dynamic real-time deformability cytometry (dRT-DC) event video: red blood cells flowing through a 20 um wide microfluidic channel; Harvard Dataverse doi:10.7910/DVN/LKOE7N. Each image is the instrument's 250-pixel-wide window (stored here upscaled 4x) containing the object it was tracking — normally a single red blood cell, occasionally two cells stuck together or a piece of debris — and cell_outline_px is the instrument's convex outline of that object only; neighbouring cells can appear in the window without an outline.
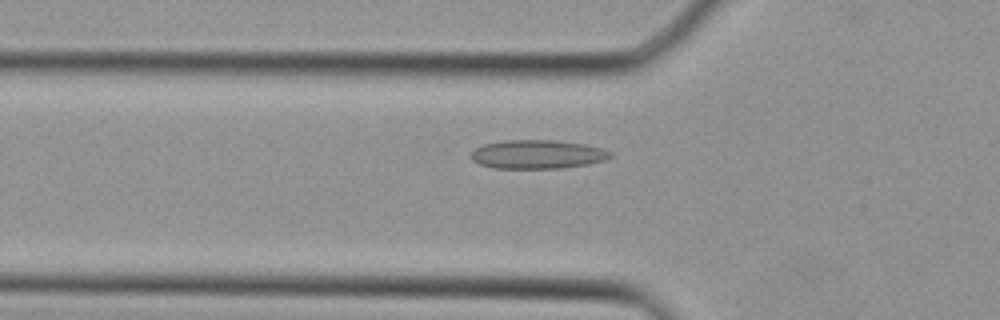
{"species": "Egyptian fruit bat (a non-hibernating species)", "species_latin": "Rousettus aegyptiacus", "temperature_condition": "cold", "stored_images_in_passage": 32, "camera_frame_rate_fps": 3000, "um_per_image_px": 0.085, "animal": {"sex": "female"}, "frame": {"image": 1, "passage_image": 6, "time_ms": 1.667, "image_size_px": [1000, 320], "cell_outline_px": [[612, 156], [604, 160], [588, 164], [560, 168], [492, 168], [480, 164], [472, 160], [472, 152], [476, 148], [484, 144], [508, 140], [552, 140], [584, 144], [604, 148], [612, 152]], "centroid_in_image_um": [45.71, 13.12], "position_along_channel_um": 80.1, "area_um2": 23.24}}
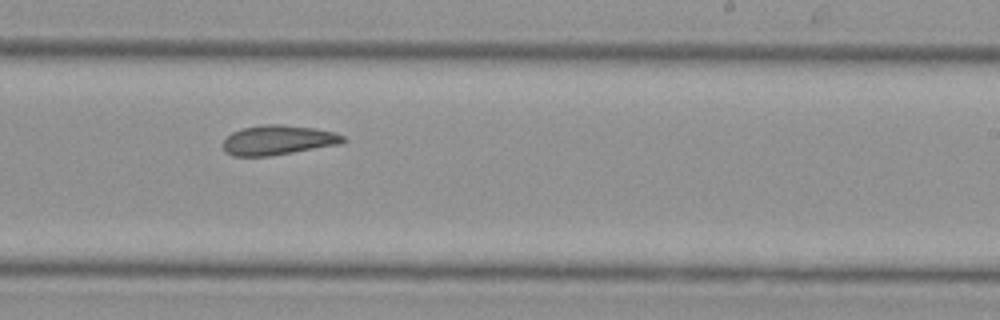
{"frame": {"image": 2, "passage_image": 17, "time_ms": 5.333, "image_size_px": [1000, 320], "cell_outline_px": [[348, 140], [340, 144], [272, 156], [232, 156], [224, 152], [224, 140], [232, 132], [244, 128], [260, 124], [276, 124], [316, 128], [332, 132], [344, 136]], "centroid_in_image_um": [23.64, 11.91], "position_along_channel_um": 265.4, "area_um2": 20.81}}
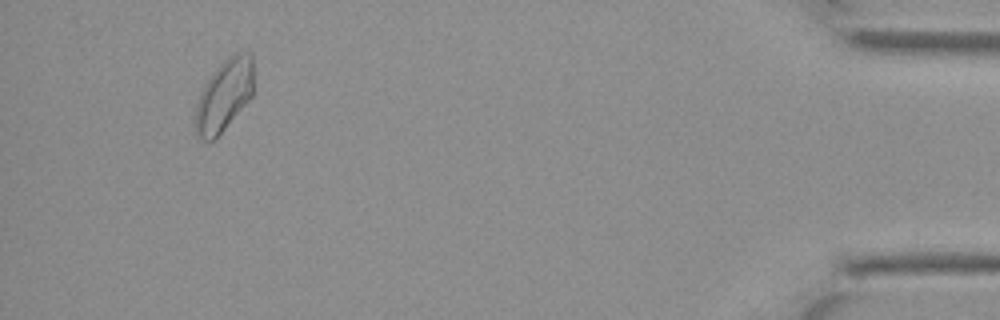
{"frame": {"image": 3, "passage_image": 30, "time_ms": 9.667, "image_size_px": [1000, 320], "cell_outline_px": [[252, 96], [216, 140], [200, 140], [196, 136], [196, 104], [200, 92], [204, 84], [212, 72], [232, 52], [252, 52]], "centroid_in_image_um": [19.04, 8.11], "position_along_channel_um": 416.2, "area_um2": 24.51}}